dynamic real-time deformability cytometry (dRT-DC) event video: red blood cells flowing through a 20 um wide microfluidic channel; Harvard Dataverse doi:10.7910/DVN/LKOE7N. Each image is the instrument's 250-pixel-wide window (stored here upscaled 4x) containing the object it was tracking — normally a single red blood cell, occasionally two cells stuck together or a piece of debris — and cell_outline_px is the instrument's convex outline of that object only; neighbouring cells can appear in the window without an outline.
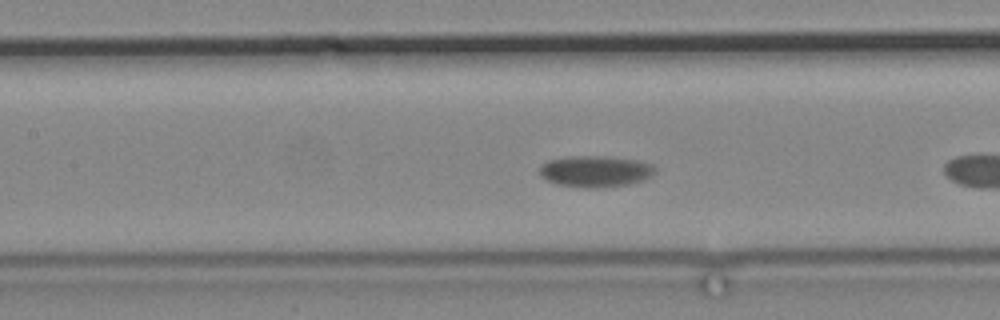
{"species": "common noctule bat (a hibernating species)", "species_latin": "Nyctalus noctula", "temperature_condition": "cold", "stored_images_in_passage": 5, "camera_frame_rate_fps": 3000, "um_per_image_px": 0.085, "animal": {"sex": "male", "body_mass_g": 19.2, "forearm_length_mm": 51.8}, "frame": {"image": 1, "passage_image": 4, "time_ms": 1.0, "image_size_px": [1000, 320], "cell_outline_px": [[656, 172], [652, 176], [644, 180], [628, 184], [604, 188], [584, 188], [556, 184], [540, 176], [540, 164], [548, 160], [572, 156], [608, 156], [636, 160], [652, 164], [656, 168]], "centroid_in_image_um": [50.62, 14.57], "position_along_channel_um": 156.8, "area_um2": 21.39}}